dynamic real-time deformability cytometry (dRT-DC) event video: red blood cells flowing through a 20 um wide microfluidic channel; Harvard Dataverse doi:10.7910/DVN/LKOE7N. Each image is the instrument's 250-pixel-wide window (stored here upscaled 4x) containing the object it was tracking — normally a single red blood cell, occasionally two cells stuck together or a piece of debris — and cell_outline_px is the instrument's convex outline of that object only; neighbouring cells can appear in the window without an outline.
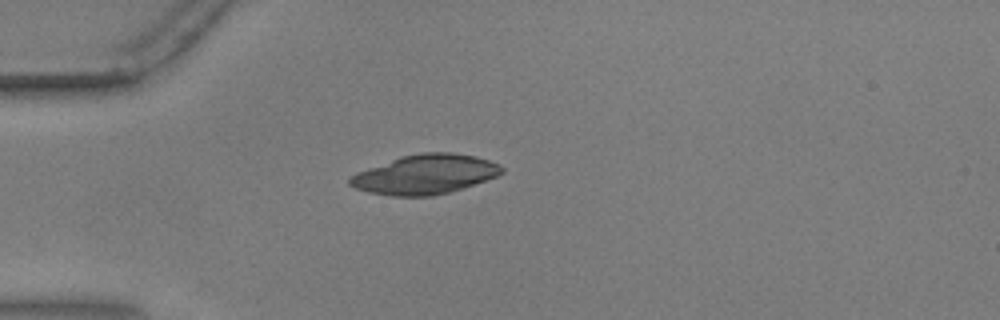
{"species": "common noctule bat (a hibernating species)", "species_latin": "Nyctalus noctula", "temperature_condition": "warm", "stored_images_in_passage": 44, "camera_frame_rate_fps": 3000, "um_per_image_px": 0.085, "animal": {"sex": "male", "body_mass_g": 17.9, "forearm_length_mm": 54.2}, "frame": {"image": 1, "passage_image": 4, "time_ms": 1.0, "image_size_px": [1000, 320], "cell_outline_px": [[504, 172], [496, 176], [448, 192], [432, 196], [392, 196], [368, 192], [356, 188], [348, 184], [348, 176], [356, 172], [400, 156], [420, 152], [452, 152], [476, 156], [500, 164], [504, 168]], "centroid_in_image_um": [36.09, 14.81], "position_along_channel_um": 48.9, "area_um2": 34.97}}